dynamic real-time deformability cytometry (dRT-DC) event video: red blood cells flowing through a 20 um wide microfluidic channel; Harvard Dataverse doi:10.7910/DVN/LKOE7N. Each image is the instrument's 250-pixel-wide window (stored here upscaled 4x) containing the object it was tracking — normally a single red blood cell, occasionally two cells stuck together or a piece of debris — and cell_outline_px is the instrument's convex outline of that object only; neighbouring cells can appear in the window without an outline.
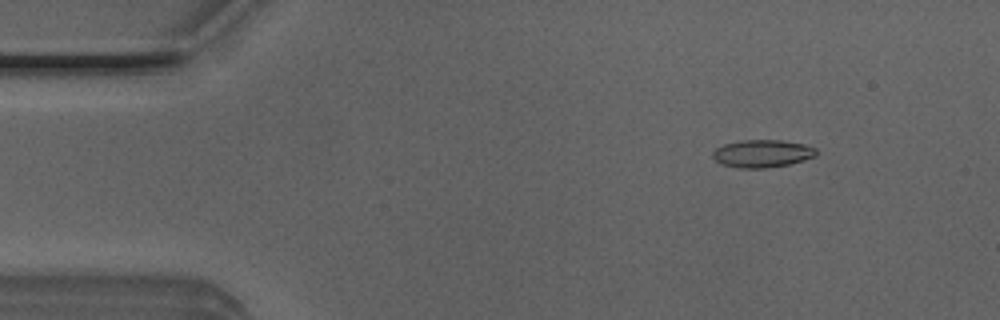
{"species": "Egyptian fruit bat (a non-hibernating species)", "species_latin": "Rousettus aegyptiacus", "temperature_condition": "room temperature", "stored_images_in_passage": 46, "camera_frame_rate_fps": 3000, "um_per_image_px": 0.085, "animal": {"sex": "male"}, "frame": {"image": 1, "passage_image": 2, "time_ms": 0.333, "image_size_px": [1000, 320], "cell_outline_px": [[816, 156], [788, 164], [764, 168], [740, 168], [720, 164], [712, 156], [712, 152], [716, 148], [724, 144], [744, 140], [780, 140], [804, 144], [816, 148]], "centroid_in_image_um": [64.77, 13.05], "position_along_channel_um": 20.2, "area_um2": 16.53}}
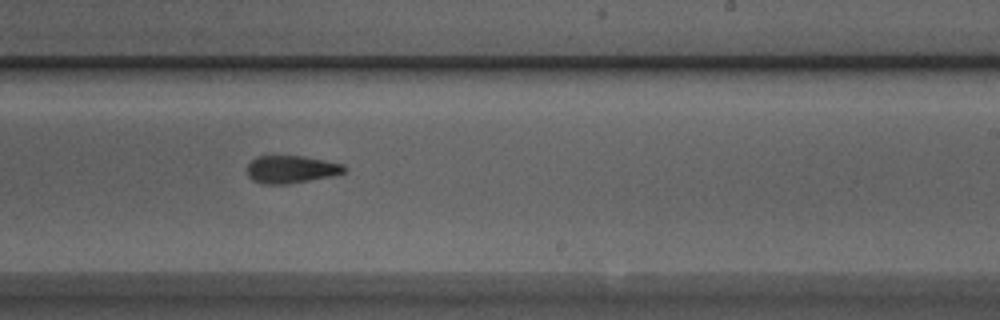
{"frame": {"image": 2, "passage_image": 26, "time_ms": 8.333, "image_size_px": [1000, 320], "cell_outline_px": [[348, 168], [344, 172], [332, 176], [288, 184], [264, 184], [252, 180], [248, 176], [248, 164], [256, 156], [304, 156], [344, 164]], "centroid_in_image_um": [24.76, 14.39], "position_along_channel_um": 264.2, "area_um2": 15.66}}
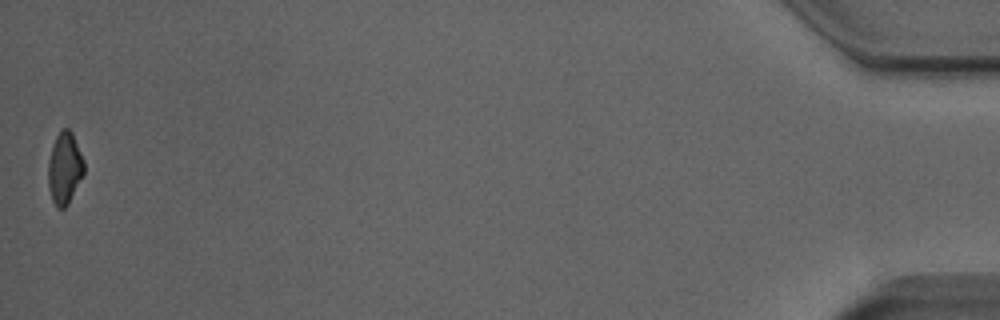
{"frame": {"image": 3, "passage_image": 46, "time_ms": 15.0, "image_size_px": [1000, 320], "cell_outline_px": [[84, 172], [68, 204], [64, 208], [56, 208], [52, 200], [48, 188], [48, 160], [52, 144], [56, 136], [64, 128], [68, 128], [72, 132], [84, 160]], "centroid_in_image_um": [5.47, 14.3], "position_along_channel_um": 429.7, "area_um2": 15.03}, "authors_computed_cell_mechanics": {"area_um2": 16.1551, "velocity_mm_per_s": 4.0383, "shape_relaxation_time_tau1_ms": 6.962, "shape_relaxation_time_tau2_ms": 1.917, "deformation_change_tau1": 0.1837, "deformation_change_tau2": 0.0896}}